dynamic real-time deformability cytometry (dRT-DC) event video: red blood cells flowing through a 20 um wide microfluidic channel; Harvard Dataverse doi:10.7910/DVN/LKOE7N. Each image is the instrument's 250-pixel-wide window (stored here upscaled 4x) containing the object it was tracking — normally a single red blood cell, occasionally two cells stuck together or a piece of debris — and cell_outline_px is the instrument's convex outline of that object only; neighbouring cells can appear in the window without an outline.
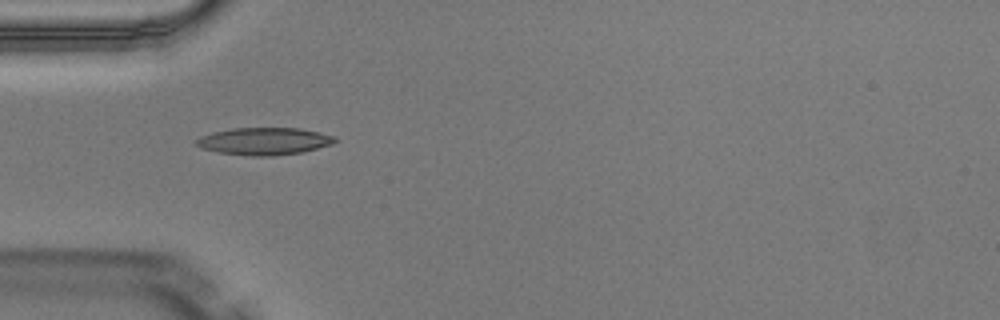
{"species": "Egyptian fruit bat (a non-hibernating species)", "species_latin": "Rousettus aegyptiacus", "temperature_condition": "warm", "stored_images_in_passage": 6, "camera_frame_rate_fps": 3000, "um_per_image_px": 0.085, "animal": {"sex": "male"}, "frame": {"image": 1, "passage_image": 4, "time_ms": 1.0, "image_size_px": [1000, 320], "cell_outline_px": [[336, 140], [332, 144], [300, 152], [272, 156], [252, 156], [220, 152], [200, 148], [196, 144], [196, 140], [200, 136], [212, 132], [232, 128], [300, 128], [336, 136]], "centroid_in_image_um": [22.44, 11.99], "position_along_channel_um": 62.6, "area_um2": 21.91}}